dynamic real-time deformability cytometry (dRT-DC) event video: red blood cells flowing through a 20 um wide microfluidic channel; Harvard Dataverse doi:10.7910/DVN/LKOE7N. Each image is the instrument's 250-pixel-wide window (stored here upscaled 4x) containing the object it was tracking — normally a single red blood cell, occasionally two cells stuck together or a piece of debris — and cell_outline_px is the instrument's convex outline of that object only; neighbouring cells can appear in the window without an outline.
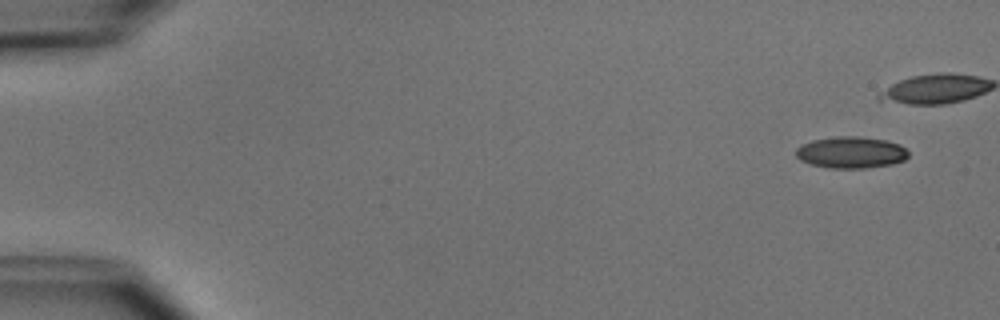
{"species": "common noctule bat (a hibernating species)", "species_latin": "Nyctalus noctula", "temperature_condition": "cold", "stored_images_in_passage": 6, "camera_frame_rate_fps": 3000, "um_per_image_px": 0.085, "animal": {"sex": "male", "body_mass_g": 15.6}, "frame": {"image": 1, "passage_image": 1, "time_ms": 0.0, "image_size_px": [1000, 320], "cell_outline_px": [[908, 156], [904, 160], [892, 164], [864, 168], [828, 168], [812, 164], [800, 160], [796, 156], [796, 148], [800, 144], [812, 140], [836, 136], [856, 136], [884, 140], [900, 144], [908, 152]], "centroid_in_image_um": [72.31, 12.95], "position_along_channel_um": 12.7, "area_um2": 20.69}}
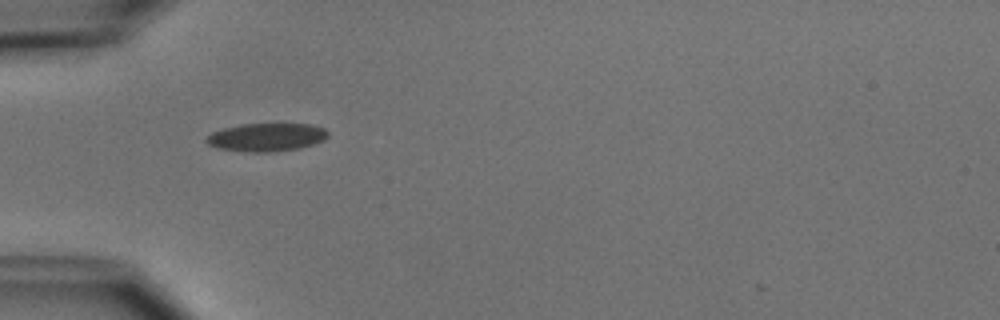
{"frame": {"image": 2, "passage_image": 5, "time_ms": 5.667, "image_size_px": [1000, 320], "cell_outline_px": [[328, 136], [324, 140], [300, 148], [276, 152], [252, 152], [216, 148], [208, 144], [204, 140], [212, 132], [224, 128], [240, 124], [308, 124], [324, 128], [328, 132]], "centroid_in_image_um": [22.64, 11.67], "position_along_channel_um": 62.4, "area_um2": 19.94}}